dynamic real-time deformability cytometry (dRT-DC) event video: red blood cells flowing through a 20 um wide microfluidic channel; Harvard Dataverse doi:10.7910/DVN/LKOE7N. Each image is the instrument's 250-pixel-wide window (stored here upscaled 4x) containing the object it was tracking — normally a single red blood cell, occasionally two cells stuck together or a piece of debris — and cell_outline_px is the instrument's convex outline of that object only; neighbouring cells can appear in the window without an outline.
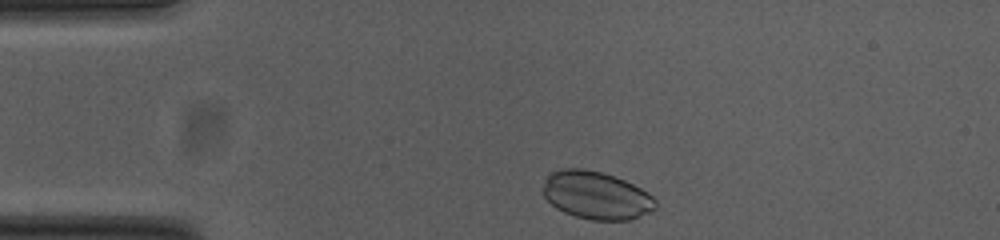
{"species": "common noctule bat (a hibernating species)", "species_latin": "Nyctalus noctula", "temperature_condition": "cold", "stored_images_in_passage": 34, "camera_frame_rate_fps": 3000, "um_per_image_px": 0.085, "animal": {"sex": "female", "body_mass_g": 23.0, "forearm_length_mm": 53.4}, "frame": {"image": 1, "passage_image": 1, "time_ms": 0.0, "image_size_px": [1000, 240], "cell_outline_px": [[656, 208], [632, 220], [592, 220], [576, 216], [564, 212], [556, 208], [544, 196], [544, 180], [552, 172], [564, 168], [584, 168], [600, 172], [624, 180], [648, 192], [656, 200]], "centroid_in_image_um": [50.69, 16.61], "position_along_channel_um": 34.3, "area_um2": 31.15}}
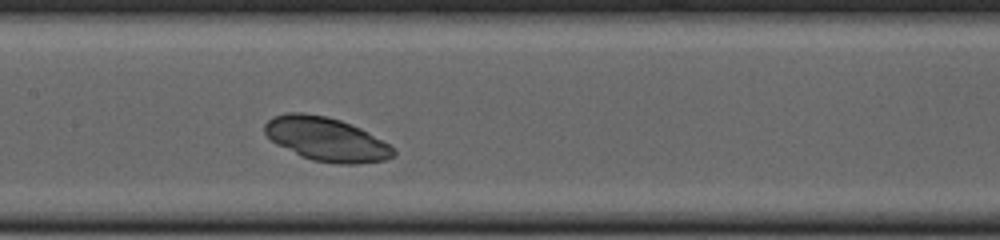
{"frame": {"image": 2, "passage_image": 16, "time_ms": 5.0, "image_size_px": [1000, 240], "cell_outline_px": [[396, 156], [384, 160], [356, 164], [340, 164], [312, 160], [300, 156], [276, 144], [264, 132], [264, 124], [272, 116], [284, 112], [300, 112], [324, 116], [340, 120], [360, 128], [396, 148]], "centroid_in_image_um": [27.72, 11.83], "position_along_channel_um": 179.7, "area_um2": 32.89}}
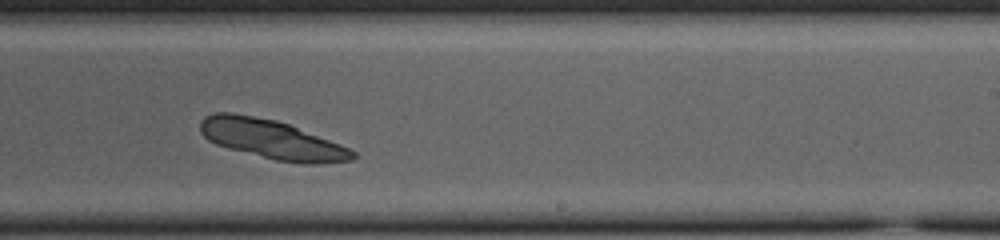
{"frame": {"image": 3, "passage_image": 23, "time_ms": 7.333, "image_size_px": [1000, 240], "cell_outline_px": [[356, 156], [352, 160], [320, 164], [304, 164], [276, 160], [228, 148], [216, 144], [208, 140], [200, 132], [200, 120], [204, 116], [212, 112], [232, 112], [276, 120], [288, 124], [348, 148], [356, 152]], "centroid_in_image_um": [23.04, 11.84], "position_along_channel_um": 266.0, "area_um2": 34.62}}